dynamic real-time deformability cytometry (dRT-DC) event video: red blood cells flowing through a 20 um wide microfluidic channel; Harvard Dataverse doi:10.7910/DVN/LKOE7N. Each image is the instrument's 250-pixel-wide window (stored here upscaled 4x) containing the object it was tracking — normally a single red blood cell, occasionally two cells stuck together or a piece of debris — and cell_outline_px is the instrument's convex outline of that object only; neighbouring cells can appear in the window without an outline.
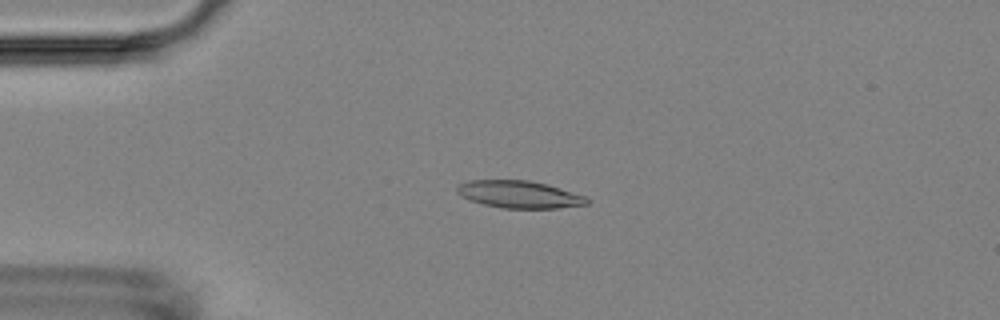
{"species": "Egyptian fruit bat (a non-hibernating species)", "species_latin": "Rousettus aegyptiacus", "temperature_condition": "room temperature", "stored_images_in_passage": 55, "camera_frame_rate_fps": 3000, "um_per_image_px": 0.085, "animal": {"sex": "female"}, "frame": {"image": 1, "passage_image": 13, "time_ms": 4.0, "image_size_px": [1000, 320], "cell_outline_px": [[588, 204], [560, 208], [504, 208], [484, 204], [460, 196], [456, 192], [456, 188], [460, 184], [468, 180], [528, 180], [548, 184], [584, 196], [588, 200]], "centroid_in_image_um": [44.12, 16.52], "position_along_channel_um": 40.9, "area_um2": 20.52}}
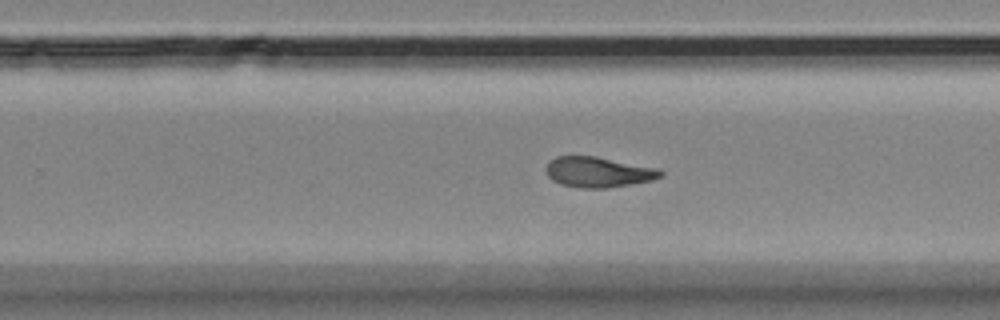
{"frame": {"image": 2, "passage_image": 35, "time_ms": 11.333, "image_size_px": [1000, 320], "cell_outline_px": [[664, 176], [652, 180], [632, 184], [608, 188], [580, 188], [560, 184], [552, 180], [548, 176], [544, 168], [548, 160], [556, 156], [596, 156], [660, 168], [664, 172]], "centroid_in_image_um": [50.86, 14.62], "position_along_channel_um": 278.9, "area_um2": 20.75}}
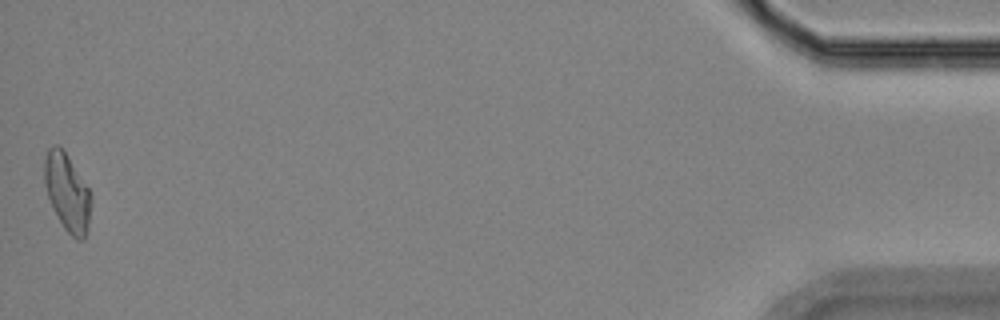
{"frame": {"image": 3, "passage_image": 55, "time_ms": 18.0, "image_size_px": [1000, 320], "cell_outline_px": [[92, 196], [88, 224], [84, 240], [76, 240], [64, 228], [52, 208], [44, 184], [44, 160], [48, 148], [52, 144], [56, 144], [64, 148], [88, 188]], "centroid_in_image_um": [5.7, 16.31], "position_along_channel_um": 429.5, "area_um2": 21.21}, "authors_computed_cell_mechanics": {"area_um2": 20.4612, "velocity_mm_per_s": 3.5986, "shape_relaxation_time_tau1_ms": null, "shape_relaxation_time_tau2_ms": 5.5699, "deformation_change_tau1": null, "deformation_change_tau2": 0.1301}}